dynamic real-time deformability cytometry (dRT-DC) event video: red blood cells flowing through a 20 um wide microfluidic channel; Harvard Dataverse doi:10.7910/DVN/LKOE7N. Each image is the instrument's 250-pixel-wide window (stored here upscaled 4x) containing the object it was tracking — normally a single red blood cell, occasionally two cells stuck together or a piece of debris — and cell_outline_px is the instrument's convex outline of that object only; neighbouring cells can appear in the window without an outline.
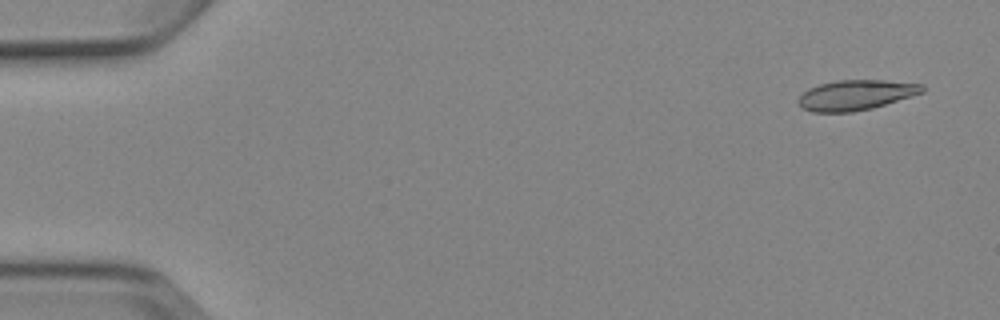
{"species": "Egyptian fruit bat (a non-hibernating species)", "species_latin": "Rousettus aegyptiacus", "temperature_condition": "cold", "stored_images_in_passage": 4, "camera_frame_rate_fps": 3000, "um_per_image_px": 0.085, "animal": {"sex": "female"}, "frame": {"image": 1, "passage_image": 1, "time_ms": 0.0, "image_size_px": [1000, 320], "cell_outline_px": [[924, 92], [912, 96], [872, 108], [852, 112], [812, 112], [804, 108], [796, 100], [808, 88], [820, 84], [836, 80], [884, 80], [924, 84]], "centroid_in_image_um": [72.76, 8.07], "position_along_channel_um": 12.2, "area_um2": 21.73}}
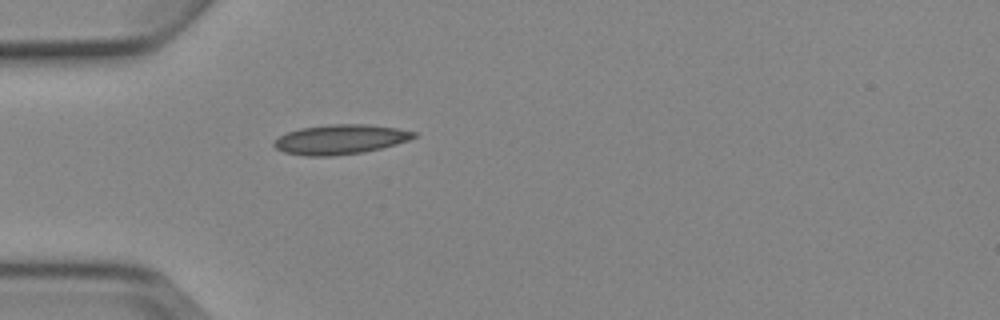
{"frame": {"image": 2, "passage_image": 4, "time_ms": 4.333, "image_size_px": [1000, 320], "cell_outline_px": [[416, 136], [408, 140], [380, 148], [364, 152], [332, 156], [304, 156], [284, 152], [276, 148], [272, 144], [280, 136], [288, 132], [300, 128], [328, 124], [364, 124], [396, 128], [416, 132]], "centroid_in_image_um": [28.89, 11.85], "position_along_channel_um": 56.1, "area_um2": 23.99}}